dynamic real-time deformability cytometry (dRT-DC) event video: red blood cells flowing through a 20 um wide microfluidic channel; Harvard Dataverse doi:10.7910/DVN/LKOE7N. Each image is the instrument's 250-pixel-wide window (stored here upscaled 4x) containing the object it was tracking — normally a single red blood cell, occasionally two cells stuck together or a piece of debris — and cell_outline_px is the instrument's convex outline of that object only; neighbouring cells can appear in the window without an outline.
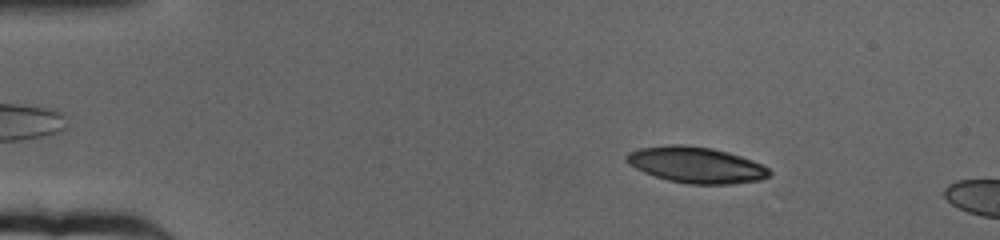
{"species": "human", "species_latin": "Homo sapiens", "temperature_condition": "cold", "stored_images_in_passage": 17, "camera_frame_rate_fps": 3000, "um_per_image_px": 0.085, "donor": {"sex": "female"}, "frame": {"image": 1, "passage_image": 10, "time_ms": 3.0, "image_size_px": [1000, 240], "cell_outline_px": [[772, 172], [768, 176], [760, 180], [732, 184], [688, 184], [668, 180], [644, 172], [628, 164], [624, 160], [624, 156], [628, 152], [640, 148], [672, 144], [680, 144], [712, 148], [728, 152], [752, 160], [768, 168]], "centroid_in_image_um": [59.14, 14.01], "position_along_channel_um": 25.9, "area_um2": 30.0}}